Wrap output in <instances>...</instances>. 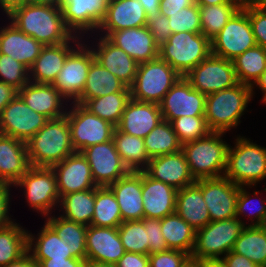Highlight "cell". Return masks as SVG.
<instances>
[{"instance_id":"cell-16","label":"cell","mask_w":266,"mask_h":267,"mask_svg":"<svg viewBox=\"0 0 266 267\" xmlns=\"http://www.w3.org/2000/svg\"><path fill=\"white\" fill-rule=\"evenodd\" d=\"M81 153L90 165L97 187L109 186L130 172L122 162L113 140L89 146Z\"/></svg>"},{"instance_id":"cell-15","label":"cell","mask_w":266,"mask_h":267,"mask_svg":"<svg viewBox=\"0 0 266 267\" xmlns=\"http://www.w3.org/2000/svg\"><path fill=\"white\" fill-rule=\"evenodd\" d=\"M159 105L162 119L169 122L183 116H205L206 95L181 76Z\"/></svg>"},{"instance_id":"cell-50","label":"cell","mask_w":266,"mask_h":267,"mask_svg":"<svg viewBox=\"0 0 266 267\" xmlns=\"http://www.w3.org/2000/svg\"><path fill=\"white\" fill-rule=\"evenodd\" d=\"M257 201V200H256ZM251 194L250 192H247L245 189V186H240L239 194L236 201V218L241 220V215L248 216L251 219V223L248 224V226H259L266 214V199L260 200L259 206L257 207L255 204L252 203ZM254 207V208H253ZM251 211L248 215L246 214L247 210ZM254 212H252V210ZM254 216V217H253ZM254 218V219H252ZM256 218V219H255Z\"/></svg>"},{"instance_id":"cell-52","label":"cell","mask_w":266,"mask_h":267,"mask_svg":"<svg viewBox=\"0 0 266 267\" xmlns=\"http://www.w3.org/2000/svg\"><path fill=\"white\" fill-rule=\"evenodd\" d=\"M243 8L249 15L256 44L266 50V6L252 4Z\"/></svg>"},{"instance_id":"cell-13","label":"cell","mask_w":266,"mask_h":267,"mask_svg":"<svg viewBox=\"0 0 266 267\" xmlns=\"http://www.w3.org/2000/svg\"><path fill=\"white\" fill-rule=\"evenodd\" d=\"M192 87L204 95L219 92L237 85L233 62L210 54L184 76Z\"/></svg>"},{"instance_id":"cell-64","label":"cell","mask_w":266,"mask_h":267,"mask_svg":"<svg viewBox=\"0 0 266 267\" xmlns=\"http://www.w3.org/2000/svg\"><path fill=\"white\" fill-rule=\"evenodd\" d=\"M255 85H256V87L261 89V91L263 93V99L261 101L266 103V69L262 72L261 76L251 86L252 95H254V91L253 90L255 88Z\"/></svg>"},{"instance_id":"cell-34","label":"cell","mask_w":266,"mask_h":267,"mask_svg":"<svg viewBox=\"0 0 266 267\" xmlns=\"http://www.w3.org/2000/svg\"><path fill=\"white\" fill-rule=\"evenodd\" d=\"M37 236L36 238L28 232L27 251L35 260L74 258L65 241L47 223Z\"/></svg>"},{"instance_id":"cell-69","label":"cell","mask_w":266,"mask_h":267,"mask_svg":"<svg viewBox=\"0 0 266 267\" xmlns=\"http://www.w3.org/2000/svg\"><path fill=\"white\" fill-rule=\"evenodd\" d=\"M182 267H201V261L189 258Z\"/></svg>"},{"instance_id":"cell-24","label":"cell","mask_w":266,"mask_h":267,"mask_svg":"<svg viewBox=\"0 0 266 267\" xmlns=\"http://www.w3.org/2000/svg\"><path fill=\"white\" fill-rule=\"evenodd\" d=\"M163 120L160 105L130 99L116 128L132 136L145 138Z\"/></svg>"},{"instance_id":"cell-49","label":"cell","mask_w":266,"mask_h":267,"mask_svg":"<svg viewBox=\"0 0 266 267\" xmlns=\"http://www.w3.org/2000/svg\"><path fill=\"white\" fill-rule=\"evenodd\" d=\"M0 81L20 90L29 82V69L11 56L0 53Z\"/></svg>"},{"instance_id":"cell-22","label":"cell","mask_w":266,"mask_h":267,"mask_svg":"<svg viewBox=\"0 0 266 267\" xmlns=\"http://www.w3.org/2000/svg\"><path fill=\"white\" fill-rule=\"evenodd\" d=\"M79 37L75 35L68 42L44 46L29 69V81L40 84H53L68 54L80 43L79 41H82L79 40L82 39ZM71 42L75 45H71Z\"/></svg>"},{"instance_id":"cell-14","label":"cell","mask_w":266,"mask_h":267,"mask_svg":"<svg viewBox=\"0 0 266 267\" xmlns=\"http://www.w3.org/2000/svg\"><path fill=\"white\" fill-rule=\"evenodd\" d=\"M48 120L46 116L33 111L17 95L2 110L0 115V133L26 143Z\"/></svg>"},{"instance_id":"cell-42","label":"cell","mask_w":266,"mask_h":267,"mask_svg":"<svg viewBox=\"0 0 266 267\" xmlns=\"http://www.w3.org/2000/svg\"><path fill=\"white\" fill-rule=\"evenodd\" d=\"M150 158L181 151L182 144L169 121L161 120L143 139Z\"/></svg>"},{"instance_id":"cell-47","label":"cell","mask_w":266,"mask_h":267,"mask_svg":"<svg viewBox=\"0 0 266 267\" xmlns=\"http://www.w3.org/2000/svg\"><path fill=\"white\" fill-rule=\"evenodd\" d=\"M170 123L182 145L204 138L211 132L207 126L205 116H183L172 120Z\"/></svg>"},{"instance_id":"cell-29","label":"cell","mask_w":266,"mask_h":267,"mask_svg":"<svg viewBox=\"0 0 266 267\" xmlns=\"http://www.w3.org/2000/svg\"><path fill=\"white\" fill-rule=\"evenodd\" d=\"M98 40L95 45L97 48H92L95 60L130 88L135 80L139 63L106 37L101 36Z\"/></svg>"},{"instance_id":"cell-26","label":"cell","mask_w":266,"mask_h":267,"mask_svg":"<svg viewBox=\"0 0 266 267\" xmlns=\"http://www.w3.org/2000/svg\"><path fill=\"white\" fill-rule=\"evenodd\" d=\"M108 187L114 193L119 204L122 222L144 218L142 171H130Z\"/></svg>"},{"instance_id":"cell-30","label":"cell","mask_w":266,"mask_h":267,"mask_svg":"<svg viewBox=\"0 0 266 267\" xmlns=\"http://www.w3.org/2000/svg\"><path fill=\"white\" fill-rule=\"evenodd\" d=\"M29 167L26 143L0 133V183L13 186Z\"/></svg>"},{"instance_id":"cell-44","label":"cell","mask_w":266,"mask_h":267,"mask_svg":"<svg viewBox=\"0 0 266 267\" xmlns=\"http://www.w3.org/2000/svg\"><path fill=\"white\" fill-rule=\"evenodd\" d=\"M232 62L238 82L252 86L266 69V50L256 45L240 54Z\"/></svg>"},{"instance_id":"cell-2","label":"cell","mask_w":266,"mask_h":267,"mask_svg":"<svg viewBox=\"0 0 266 267\" xmlns=\"http://www.w3.org/2000/svg\"><path fill=\"white\" fill-rule=\"evenodd\" d=\"M26 145L30 166L36 167H52L76 152L66 115L49 119Z\"/></svg>"},{"instance_id":"cell-54","label":"cell","mask_w":266,"mask_h":267,"mask_svg":"<svg viewBox=\"0 0 266 267\" xmlns=\"http://www.w3.org/2000/svg\"><path fill=\"white\" fill-rule=\"evenodd\" d=\"M190 255L181 250L168 249L149 254V267H182Z\"/></svg>"},{"instance_id":"cell-9","label":"cell","mask_w":266,"mask_h":267,"mask_svg":"<svg viewBox=\"0 0 266 267\" xmlns=\"http://www.w3.org/2000/svg\"><path fill=\"white\" fill-rule=\"evenodd\" d=\"M23 188L31 208L48 217L52 209L59 208L60 195L56 175L51 167L30 166L27 172L13 185Z\"/></svg>"},{"instance_id":"cell-35","label":"cell","mask_w":266,"mask_h":267,"mask_svg":"<svg viewBox=\"0 0 266 267\" xmlns=\"http://www.w3.org/2000/svg\"><path fill=\"white\" fill-rule=\"evenodd\" d=\"M113 142L122 162L129 171H144L151 159L146 151L143 138L114 130Z\"/></svg>"},{"instance_id":"cell-67","label":"cell","mask_w":266,"mask_h":267,"mask_svg":"<svg viewBox=\"0 0 266 267\" xmlns=\"http://www.w3.org/2000/svg\"><path fill=\"white\" fill-rule=\"evenodd\" d=\"M198 6L220 5L223 3H235L230 0H195Z\"/></svg>"},{"instance_id":"cell-71","label":"cell","mask_w":266,"mask_h":267,"mask_svg":"<svg viewBox=\"0 0 266 267\" xmlns=\"http://www.w3.org/2000/svg\"><path fill=\"white\" fill-rule=\"evenodd\" d=\"M254 5L266 6V0H254Z\"/></svg>"},{"instance_id":"cell-70","label":"cell","mask_w":266,"mask_h":267,"mask_svg":"<svg viewBox=\"0 0 266 267\" xmlns=\"http://www.w3.org/2000/svg\"><path fill=\"white\" fill-rule=\"evenodd\" d=\"M237 3L240 7L250 6L254 4V0H230Z\"/></svg>"},{"instance_id":"cell-5","label":"cell","mask_w":266,"mask_h":267,"mask_svg":"<svg viewBox=\"0 0 266 267\" xmlns=\"http://www.w3.org/2000/svg\"><path fill=\"white\" fill-rule=\"evenodd\" d=\"M235 141L234 147H228L224 176L238 186L252 188L266 178V148L243 136Z\"/></svg>"},{"instance_id":"cell-46","label":"cell","mask_w":266,"mask_h":267,"mask_svg":"<svg viewBox=\"0 0 266 267\" xmlns=\"http://www.w3.org/2000/svg\"><path fill=\"white\" fill-rule=\"evenodd\" d=\"M118 233L125 252L148 255V236L141 220L122 222L118 226Z\"/></svg>"},{"instance_id":"cell-40","label":"cell","mask_w":266,"mask_h":267,"mask_svg":"<svg viewBox=\"0 0 266 267\" xmlns=\"http://www.w3.org/2000/svg\"><path fill=\"white\" fill-rule=\"evenodd\" d=\"M130 99L131 92H117L89 99L83 106L92 114L117 126Z\"/></svg>"},{"instance_id":"cell-8","label":"cell","mask_w":266,"mask_h":267,"mask_svg":"<svg viewBox=\"0 0 266 267\" xmlns=\"http://www.w3.org/2000/svg\"><path fill=\"white\" fill-rule=\"evenodd\" d=\"M180 77L177 71L160 58L139 63L135 80L130 87L131 98L160 104Z\"/></svg>"},{"instance_id":"cell-59","label":"cell","mask_w":266,"mask_h":267,"mask_svg":"<svg viewBox=\"0 0 266 267\" xmlns=\"http://www.w3.org/2000/svg\"><path fill=\"white\" fill-rule=\"evenodd\" d=\"M196 4L195 0H161L160 12H176Z\"/></svg>"},{"instance_id":"cell-33","label":"cell","mask_w":266,"mask_h":267,"mask_svg":"<svg viewBox=\"0 0 266 267\" xmlns=\"http://www.w3.org/2000/svg\"><path fill=\"white\" fill-rule=\"evenodd\" d=\"M117 92H130V88L94 59L83 92L75 102L84 105L89 99Z\"/></svg>"},{"instance_id":"cell-63","label":"cell","mask_w":266,"mask_h":267,"mask_svg":"<svg viewBox=\"0 0 266 267\" xmlns=\"http://www.w3.org/2000/svg\"><path fill=\"white\" fill-rule=\"evenodd\" d=\"M138 1L142 4L146 15L150 13H157L160 11L159 8L161 0H138Z\"/></svg>"},{"instance_id":"cell-60","label":"cell","mask_w":266,"mask_h":267,"mask_svg":"<svg viewBox=\"0 0 266 267\" xmlns=\"http://www.w3.org/2000/svg\"><path fill=\"white\" fill-rule=\"evenodd\" d=\"M18 95V89L0 81V115L4 107Z\"/></svg>"},{"instance_id":"cell-20","label":"cell","mask_w":266,"mask_h":267,"mask_svg":"<svg viewBox=\"0 0 266 267\" xmlns=\"http://www.w3.org/2000/svg\"><path fill=\"white\" fill-rule=\"evenodd\" d=\"M118 227L90 225L86 234V261L116 264L124 255Z\"/></svg>"},{"instance_id":"cell-65","label":"cell","mask_w":266,"mask_h":267,"mask_svg":"<svg viewBox=\"0 0 266 267\" xmlns=\"http://www.w3.org/2000/svg\"><path fill=\"white\" fill-rule=\"evenodd\" d=\"M65 0H30L31 4L50 6L57 9H62Z\"/></svg>"},{"instance_id":"cell-66","label":"cell","mask_w":266,"mask_h":267,"mask_svg":"<svg viewBox=\"0 0 266 267\" xmlns=\"http://www.w3.org/2000/svg\"><path fill=\"white\" fill-rule=\"evenodd\" d=\"M201 267H228L223 259H205L201 261Z\"/></svg>"},{"instance_id":"cell-12","label":"cell","mask_w":266,"mask_h":267,"mask_svg":"<svg viewBox=\"0 0 266 267\" xmlns=\"http://www.w3.org/2000/svg\"><path fill=\"white\" fill-rule=\"evenodd\" d=\"M81 42L68 54L52 84L67 101L73 100L71 102L81 96L91 62L95 59L92 47Z\"/></svg>"},{"instance_id":"cell-10","label":"cell","mask_w":266,"mask_h":267,"mask_svg":"<svg viewBox=\"0 0 266 267\" xmlns=\"http://www.w3.org/2000/svg\"><path fill=\"white\" fill-rule=\"evenodd\" d=\"M71 105L66 116L71 130V142L76 152L113 140L116 126L92 114L81 104L72 102Z\"/></svg>"},{"instance_id":"cell-58","label":"cell","mask_w":266,"mask_h":267,"mask_svg":"<svg viewBox=\"0 0 266 267\" xmlns=\"http://www.w3.org/2000/svg\"><path fill=\"white\" fill-rule=\"evenodd\" d=\"M228 267H260L247 257L230 251L222 257Z\"/></svg>"},{"instance_id":"cell-39","label":"cell","mask_w":266,"mask_h":267,"mask_svg":"<svg viewBox=\"0 0 266 267\" xmlns=\"http://www.w3.org/2000/svg\"><path fill=\"white\" fill-rule=\"evenodd\" d=\"M232 252L247 257L260 267H266V231L260 226H245Z\"/></svg>"},{"instance_id":"cell-62","label":"cell","mask_w":266,"mask_h":267,"mask_svg":"<svg viewBox=\"0 0 266 267\" xmlns=\"http://www.w3.org/2000/svg\"><path fill=\"white\" fill-rule=\"evenodd\" d=\"M3 267H39L38 262L30 255V252H26L18 260L8 263Z\"/></svg>"},{"instance_id":"cell-43","label":"cell","mask_w":266,"mask_h":267,"mask_svg":"<svg viewBox=\"0 0 266 267\" xmlns=\"http://www.w3.org/2000/svg\"><path fill=\"white\" fill-rule=\"evenodd\" d=\"M28 231L16 222L0 228V267L18 260L27 252Z\"/></svg>"},{"instance_id":"cell-32","label":"cell","mask_w":266,"mask_h":267,"mask_svg":"<svg viewBox=\"0 0 266 267\" xmlns=\"http://www.w3.org/2000/svg\"><path fill=\"white\" fill-rule=\"evenodd\" d=\"M175 212L195 231L211 222L202 190L195 183L177 191Z\"/></svg>"},{"instance_id":"cell-56","label":"cell","mask_w":266,"mask_h":267,"mask_svg":"<svg viewBox=\"0 0 266 267\" xmlns=\"http://www.w3.org/2000/svg\"><path fill=\"white\" fill-rule=\"evenodd\" d=\"M115 265L116 267H149V255L125 252Z\"/></svg>"},{"instance_id":"cell-27","label":"cell","mask_w":266,"mask_h":267,"mask_svg":"<svg viewBox=\"0 0 266 267\" xmlns=\"http://www.w3.org/2000/svg\"><path fill=\"white\" fill-rule=\"evenodd\" d=\"M18 95L24 103L36 113L48 119H56L66 115L63 102L67 101L52 84H40L29 81L20 90Z\"/></svg>"},{"instance_id":"cell-55","label":"cell","mask_w":266,"mask_h":267,"mask_svg":"<svg viewBox=\"0 0 266 267\" xmlns=\"http://www.w3.org/2000/svg\"><path fill=\"white\" fill-rule=\"evenodd\" d=\"M12 185L0 183V228L7 227L13 222L11 217H9V208H10V187Z\"/></svg>"},{"instance_id":"cell-61","label":"cell","mask_w":266,"mask_h":267,"mask_svg":"<svg viewBox=\"0 0 266 267\" xmlns=\"http://www.w3.org/2000/svg\"><path fill=\"white\" fill-rule=\"evenodd\" d=\"M30 3V0H0V6L7 17L16 9Z\"/></svg>"},{"instance_id":"cell-1","label":"cell","mask_w":266,"mask_h":267,"mask_svg":"<svg viewBox=\"0 0 266 267\" xmlns=\"http://www.w3.org/2000/svg\"><path fill=\"white\" fill-rule=\"evenodd\" d=\"M8 17L20 31L44 46L62 44L75 36L65 24L62 9L29 3Z\"/></svg>"},{"instance_id":"cell-18","label":"cell","mask_w":266,"mask_h":267,"mask_svg":"<svg viewBox=\"0 0 266 267\" xmlns=\"http://www.w3.org/2000/svg\"><path fill=\"white\" fill-rule=\"evenodd\" d=\"M108 2L109 0H65L62 15L66 26L74 35L80 36L88 31L93 33L106 15Z\"/></svg>"},{"instance_id":"cell-31","label":"cell","mask_w":266,"mask_h":267,"mask_svg":"<svg viewBox=\"0 0 266 267\" xmlns=\"http://www.w3.org/2000/svg\"><path fill=\"white\" fill-rule=\"evenodd\" d=\"M0 29V53L11 56L30 69L44 45L11 22Z\"/></svg>"},{"instance_id":"cell-19","label":"cell","mask_w":266,"mask_h":267,"mask_svg":"<svg viewBox=\"0 0 266 267\" xmlns=\"http://www.w3.org/2000/svg\"><path fill=\"white\" fill-rule=\"evenodd\" d=\"M56 175L60 198L73 192L96 188L90 165L81 152H74L51 167Z\"/></svg>"},{"instance_id":"cell-41","label":"cell","mask_w":266,"mask_h":267,"mask_svg":"<svg viewBox=\"0 0 266 267\" xmlns=\"http://www.w3.org/2000/svg\"><path fill=\"white\" fill-rule=\"evenodd\" d=\"M122 223L119 204L108 186L95 188L94 214L91 225L118 227Z\"/></svg>"},{"instance_id":"cell-72","label":"cell","mask_w":266,"mask_h":267,"mask_svg":"<svg viewBox=\"0 0 266 267\" xmlns=\"http://www.w3.org/2000/svg\"><path fill=\"white\" fill-rule=\"evenodd\" d=\"M264 231H266V214L261 222V224L259 225Z\"/></svg>"},{"instance_id":"cell-51","label":"cell","mask_w":266,"mask_h":267,"mask_svg":"<svg viewBox=\"0 0 266 267\" xmlns=\"http://www.w3.org/2000/svg\"><path fill=\"white\" fill-rule=\"evenodd\" d=\"M146 26L151 32L154 43L161 48L172 34L168 17L159 12L150 13L146 16Z\"/></svg>"},{"instance_id":"cell-25","label":"cell","mask_w":266,"mask_h":267,"mask_svg":"<svg viewBox=\"0 0 266 267\" xmlns=\"http://www.w3.org/2000/svg\"><path fill=\"white\" fill-rule=\"evenodd\" d=\"M177 189L142 171L144 217L162 219L175 212Z\"/></svg>"},{"instance_id":"cell-7","label":"cell","mask_w":266,"mask_h":267,"mask_svg":"<svg viewBox=\"0 0 266 267\" xmlns=\"http://www.w3.org/2000/svg\"><path fill=\"white\" fill-rule=\"evenodd\" d=\"M246 226L238 218L211 221L196 231L195 244L190 258L195 260L222 259L232 251L235 241Z\"/></svg>"},{"instance_id":"cell-48","label":"cell","mask_w":266,"mask_h":267,"mask_svg":"<svg viewBox=\"0 0 266 267\" xmlns=\"http://www.w3.org/2000/svg\"><path fill=\"white\" fill-rule=\"evenodd\" d=\"M168 17L171 32L202 33L199 6L194 4L176 12H160Z\"/></svg>"},{"instance_id":"cell-45","label":"cell","mask_w":266,"mask_h":267,"mask_svg":"<svg viewBox=\"0 0 266 267\" xmlns=\"http://www.w3.org/2000/svg\"><path fill=\"white\" fill-rule=\"evenodd\" d=\"M240 8L237 3L199 6L202 34L211 41Z\"/></svg>"},{"instance_id":"cell-21","label":"cell","mask_w":266,"mask_h":267,"mask_svg":"<svg viewBox=\"0 0 266 267\" xmlns=\"http://www.w3.org/2000/svg\"><path fill=\"white\" fill-rule=\"evenodd\" d=\"M151 178L180 190L195 183L182 151L153 157L144 170Z\"/></svg>"},{"instance_id":"cell-6","label":"cell","mask_w":266,"mask_h":267,"mask_svg":"<svg viewBox=\"0 0 266 267\" xmlns=\"http://www.w3.org/2000/svg\"><path fill=\"white\" fill-rule=\"evenodd\" d=\"M211 54V41L202 33H173L159 48V58L182 77Z\"/></svg>"},{"instance_id":"cell-38","label":"cell","mask_w":266,"mask_h":267,"mask_svg":"<svg viewBox=\"0 0 266 267\" xmlns=\"http://www.w3.org/2000/svg\"><path fill=\"white\" fill-rule=\"evenodd\" d=\"M95 188L73 192L60 198L62 216L68 220L90 226L94 214Z\"/></svg>"},{"instance_id":"cell-3","label":"cell","mask_w":266,"mask_h":267,"mask_svg":"<svg viewBox=\"0 0 266 267\" xmlns=\"http://www.w3.org/2000/svg\"><path fill=\"white\" fill-rule=\"evenodd\" d=\"M253 98L251 86L237 85L206 95L205 120L211 132H223L239 125L241 116Z\"/></svg>"},{"instance_id":"cell-4","label":"cell","mask_w":266,"mask_h":267,"mask_svg":"<svg viewBox=\"0 0 266 267\" xmlns=\"http://www.w3.org/2000/svg\"><path fill=\"white\" fill-rule=\"evenodd\" d=\"M223 132H210L206 137L182 145L192 177L196 180L219 178L225 175L229 144Z\"/></svg>"},{"instance_id":"cell-57","label":"cell","mask_w":266,"mask_h":267,"mask_svg":"<svg viewBox=\"0 0 266 267\" xmlns=\"http://www.w3.org/2000/svg\"><path fill=\"white\" fill-rule=\"evenodd\" d=\"M39 267H85L86 261L78 258L36 260Z\"/></svg>"},{"instance_id":"cell-37","label":"cell","mask_w":266,"mask_h":267,"mask_svg":"<svg viewBox=\"0 0 266 267\" xmlns=\"http://www.w3.org/2000/svg\"><path fill=\"white\" fill-rule=\"evenodd\" d=\"M163 237L169 249L191 253L195 244L196 231L176 212L161 219Z\"/></svg>"},{"instance_id":"cell-68","label":"cell","mask_w":266,"mask_h":267,"mask_svg":"<svg viewBox=\"0 0 266 267\" xmlns=\"http://www.w3.org/2000/svg\"><path fill=\"white\" fill-rule=\"evenodd\" d=\"M85 267H116L115 264L86 261Z\"/></svg>"},{"instance_id":"cell-23","label":"cell","mask_w":266,"mask_h":267,"mask_svg":"<svg viewBox=\"0 0 266 267\" xmlns=\"http://www.w3.org/2000/svg\"><path fill=\"white\" fill-rule=\"evenodd\" d=\"M106 38L138 63L159 58V48L147 26L112 31Z\"/></svg>"},{"instance_id":"cell-17","label":"cell","mask_w":266,"mask_h":267,"mask_svg":"<svg viewBox=\"0 0 266 267\" xmlns=\"http://www.w3.org/2000/svg\"><path fill=\"white\" fill-rule=\"evenodd\" d=\"M202 190L211 221H221L236 217V201L240 186L225 176L196 180Z\"/></svg>"},{"instance_id":"cell-53","label":"cell","mask_w":266,"mask_h":267,"mask_svg":"<svg viewBox=\"0 0 266 267\" xmlns=\"http://www.w3.org/2000/svg\"><path fill=\"white\" fill-rule=\"evenodd\" d=\"M148 236V255L168 250V245L162 234L161 219L146 218L141 220Z\"/></svg>"},{"instance_id":"cell-28","label":"cell","mask_w":266,"mask_h":267,"mask_svg":"<svg viewBox=\"0 0 266 267\" xmlns=\"http://www.w3.org/2000/svg\"><path fill=\"white\" fill-rule=\"evenodd\" d=\"M146 13L138 0H109L107 12L98 28L107 37L112 31L145 27Z\"/></svg>"},{"instance_id":"cell-36","label":"cell","mask_w":266,"mask_h":267,"mask_svg":"<svg viewBox=\"0 0 266 267\" xmlns=\"http://www.w3.org/2000/svg\"><path fill=\"white\" fill-rule=\"evenodd\" d=\"M46 223L65 241L74 258L86 261V234L88 226L63 218L48 216Z\"/></svg>"},{"instance_id":"cell-11","label":"cell","mask_w":266,"mask_h":267,"mask_svg":"<svg viewBox=\"0 0 266 267\" xmlns=\"http://www.w3.org/2000/svg\"><path fill=\"white\" fill-rule=\"evenodd\" d=\"M256 45L249 15L241 7L211 40V54L232 61Z\"/></svg>"}]
</instances>
